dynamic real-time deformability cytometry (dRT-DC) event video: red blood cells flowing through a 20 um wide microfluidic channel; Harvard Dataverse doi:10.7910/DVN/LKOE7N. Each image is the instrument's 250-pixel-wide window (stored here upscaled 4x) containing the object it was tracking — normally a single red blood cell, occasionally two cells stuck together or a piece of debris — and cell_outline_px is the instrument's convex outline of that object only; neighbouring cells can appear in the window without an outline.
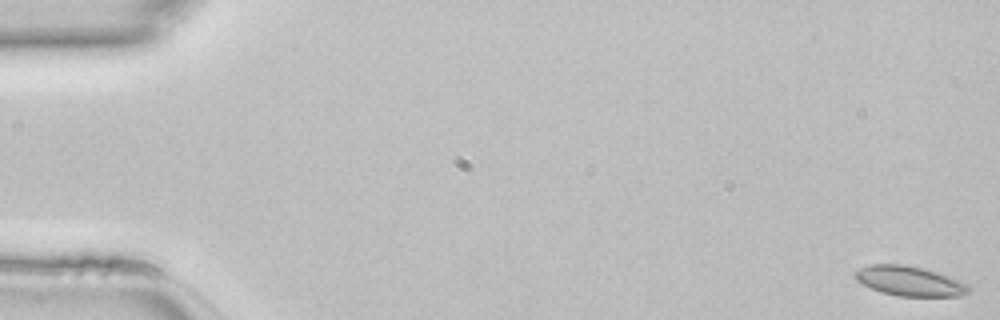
{"species": "common noctule bat (a hibernating species)", "species_latin": "Nyctalus noctula", "temperature_condition": "room temperature", "stored_images_in_passage": 47, "camera_frame_rate_fps": 3000, "um_per_image_px": 0.085, "animal": {"sex": "female", "body_mass_g": 22.7, "forearm_length_mm": 54.2}, "frame": {"image": 1, "passage_image": 1, "time_ms": 0.0, "image_size_px": [1000, 320], "cell_outline_px": [[972, 288], [968, 292], [960, 296], [896, 296], [880, 292], [856, 280], [856, 272], [860, 268], [872, 264], [904, 264], [924, 268], [940, 272], [968, 284]], "centroid_in_image_um": [77.37, 23.89], "position_along_channel_um": 7.6, "area_um2": 19.77}}
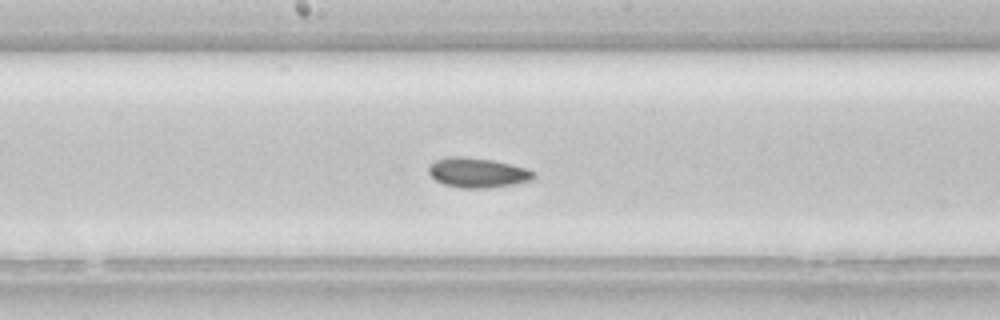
{"frame": {"image": 2, "passage_image": 25, "time_ms": 8.0, "image_size_px": [1000, 320], "cell_outline_px": [[536, 176], [532, 180], [512, 184], [488, 188], [460, 188], [444, 184], [436, 180], [428, 172], [428, 164], [436, 160], [448, 156], [464, 156], [492, 160], [524, 168], [536, 172]], "centroid_in_image_um": [40.56, 14.67], "position_along_channel_um": 207.6, "area_um2": 18.21}}
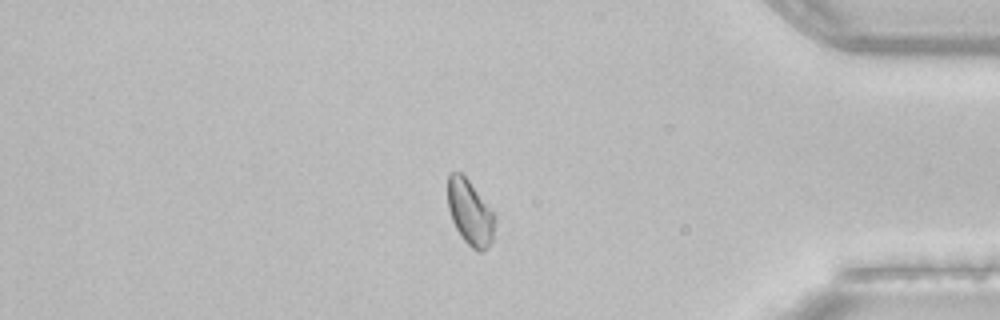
{"frame": {"image": 3, "passage_image": 40, "time_ms": 13.0, "image_size_px": [1000, 320], "cell_outline_px": [[496, 220], [492, 240], [488, 248], [480, 252], [476, 252], [460, 236], [452, 220], [448, 208], [448, 172], [460, 172], [468, 180], [496, 216]], "centroid_in_image_um": [39.95, 18.1], "position_along_channel_um": 395.2, "area_um2": 17.86}}